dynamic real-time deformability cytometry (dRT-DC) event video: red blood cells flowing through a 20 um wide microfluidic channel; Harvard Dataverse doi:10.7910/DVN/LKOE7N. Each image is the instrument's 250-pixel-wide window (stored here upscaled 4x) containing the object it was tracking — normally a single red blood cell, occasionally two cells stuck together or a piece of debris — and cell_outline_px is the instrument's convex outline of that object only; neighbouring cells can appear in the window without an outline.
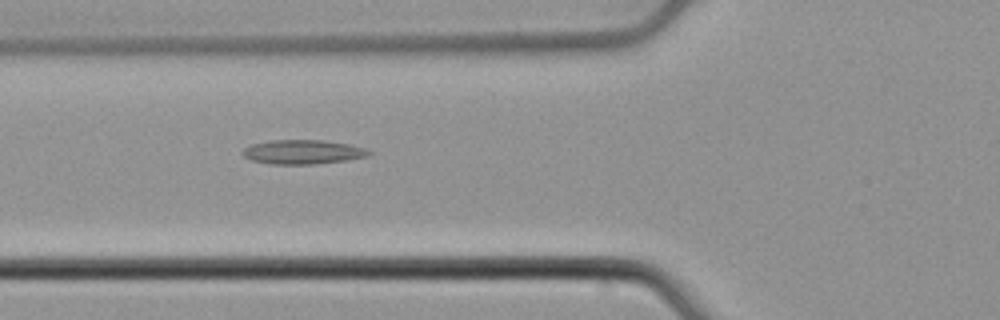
{"species": "common noctule bat (a hibernating species)", "species_latin": "Nyctalus noctula", "temperature_condition": "cold", "stored_images_in_passage": 38, "camera_frame_rate_fps": 3000, "um_per_image_px": 0.085, "animal": {"sex": "male", "body_mass_g": 21.5, "forearm_length_mm": 52.0}, "frame": {"image": 1, "passage_image": 5, "time_ms": 1.333, "image_size_px": [1000, 320], "cell_outline_px": [[372, 152], [368, 156], [348, 160], [312, 164], [272, 164], [252, 160], [244, 156], [240, 152], [244, 148], [252, 144], [268, 140], [324, 140], [348, 144], [364, 148]], "centroid_in_image_um": [25.72, 12.91], "position_along_channel_um": 100.1, "area_um2": 17.8}}
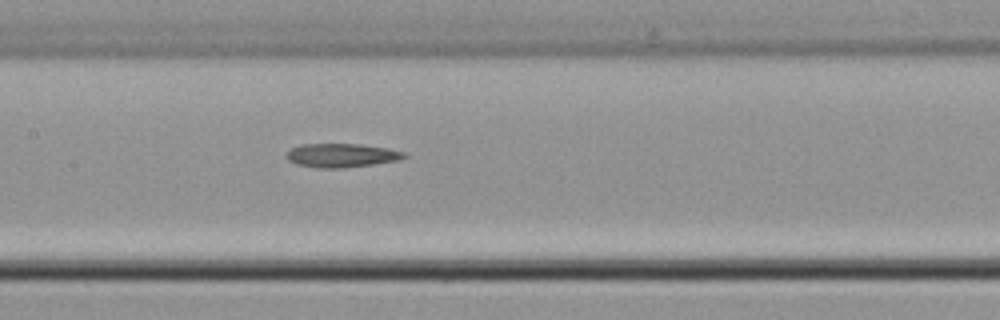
{"frame": {"image": 2, "passage_image": 11, "time_ms": 3.333, "image_size_px": [1000, 320], "cell_outline_px": [[408, 156], [400, 160], [344, 168], [316, 168], [296, 164], [288, 160], [284, 156], [292, 148], [300, 144], [360, 144], [388, 148], [404, 152]], "centroid_in_image_um": [29.02, 13.21], "position_along_channel_um": 178.4, "area_um2": 16.42}}
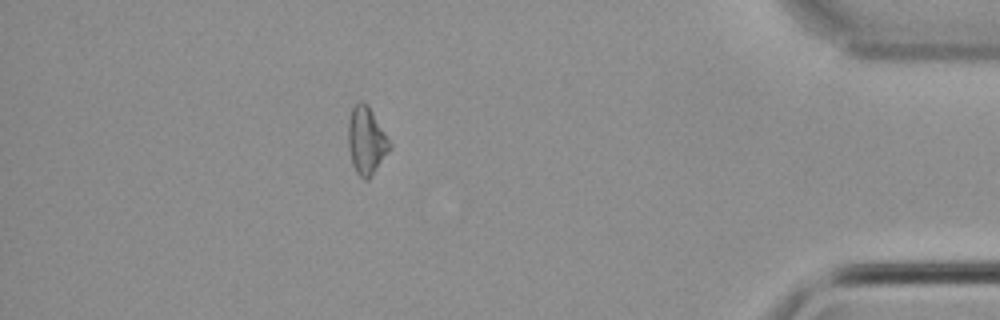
{"frame": {"image": 3, "passage_image": 32, "time_ms": 10.333, "image_size_px": [1000, 320], "cell_outline_px": [[392, 148], [368, 180], [364, 180], [356, 172], [352, 164], [348, 148], [348, 124], [352, 108], [360, 100], [368, 104], [392, 144]], "centroid_in_image_um": [31.15, 11.96], "position_along_channel_um": 404.1, "area_um2": 16.42}}